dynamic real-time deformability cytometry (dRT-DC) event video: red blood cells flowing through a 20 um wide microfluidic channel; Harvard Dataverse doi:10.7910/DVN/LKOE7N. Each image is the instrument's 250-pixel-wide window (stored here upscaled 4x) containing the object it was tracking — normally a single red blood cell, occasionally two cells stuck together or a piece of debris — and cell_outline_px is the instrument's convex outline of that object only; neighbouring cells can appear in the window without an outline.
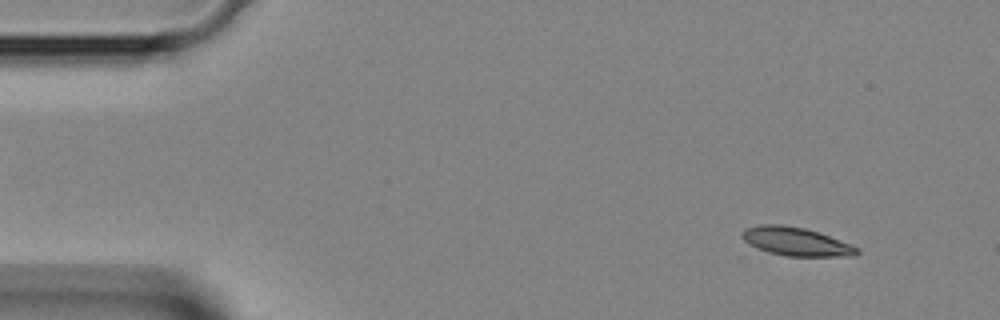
{"species": "Egyptian fruit bat (a non-hibernating species)", "species_latin": "Rousettus aegyptiacus", "temperature_condition": "room temperature", "stored_images_in_passage": 42, "segment_of_instrument_passage": [1, 2], "camera_frame_rate_fps": 3000, "um_per_image_px": 0.085, "animal": {"sex": "female"}, "frame": {"image": 1, "passage_image": 3, "time_ms": 0.667, "image_size_px": [1000, 320], "cell_outline_px": [[860, 252], [856, 256], [784, 256], [768, 252], [756, 248], [748, 244], [740, 236], [740, 232], [744, 228], [760, 224], [780, 224], [804, 228], [828, 236], [860, 248]], "centroid_in_image_um": [67.6, 20.53], "position_along_channel_um": 17.4, "area_um2": 19.13}}
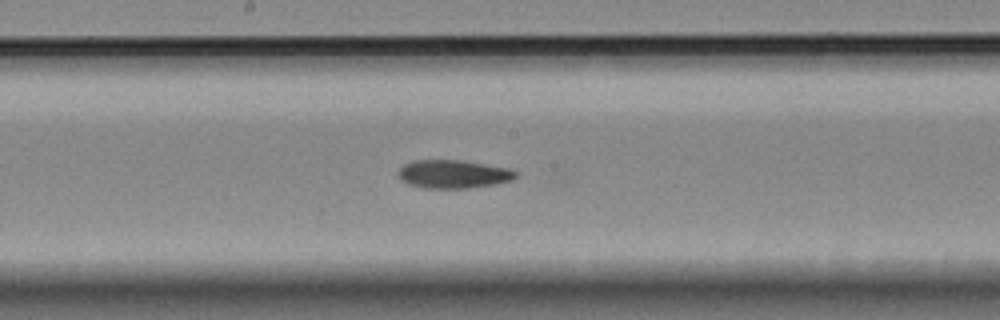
{"frame": {"image": 2, "passage_image": 21, "time_ms": 6.667, "image_size_px": [1000, 320], "cell_outline_px": [[516, 176], [512, 180], [496, 184], [468, 188], [424, 188], [408, 184], [400, 180], [396, 172], [404, 164], [412, 160], [460, 160], [508, 168], [516, 172]], "centroid_in_image_um": [38.47, 14.8], "position_along_channel_um": 209.7, "area_um2": 19.42}}
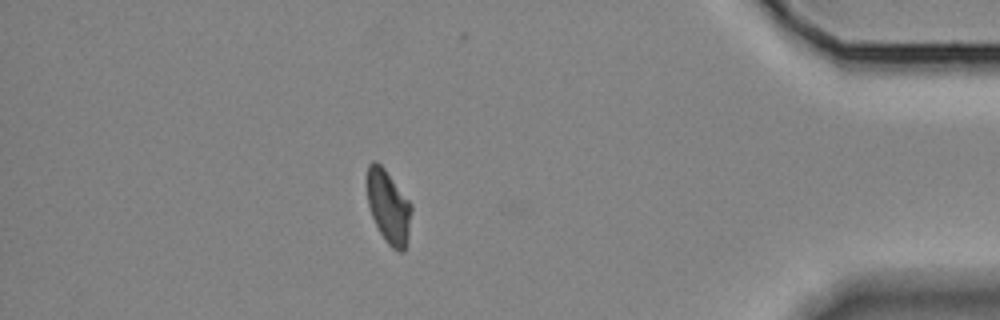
{"frame": {"image": 3, "passage_image": 36, "time_ms": 11.667, "image_size_px": [1000, 320], "cell_outline_px": [[412, 208], [408, 232], [404, 252], [400, 252], [392, 248], [384, 240], [372, 216], [368, 204], [368, 164], [372, 160], [376, 160], [384, 168], [412, 204]], "centroid_in_image_um": [33.03, 17.57], "position_along_channel_um": 402.2, "area_um2": 18.61}}